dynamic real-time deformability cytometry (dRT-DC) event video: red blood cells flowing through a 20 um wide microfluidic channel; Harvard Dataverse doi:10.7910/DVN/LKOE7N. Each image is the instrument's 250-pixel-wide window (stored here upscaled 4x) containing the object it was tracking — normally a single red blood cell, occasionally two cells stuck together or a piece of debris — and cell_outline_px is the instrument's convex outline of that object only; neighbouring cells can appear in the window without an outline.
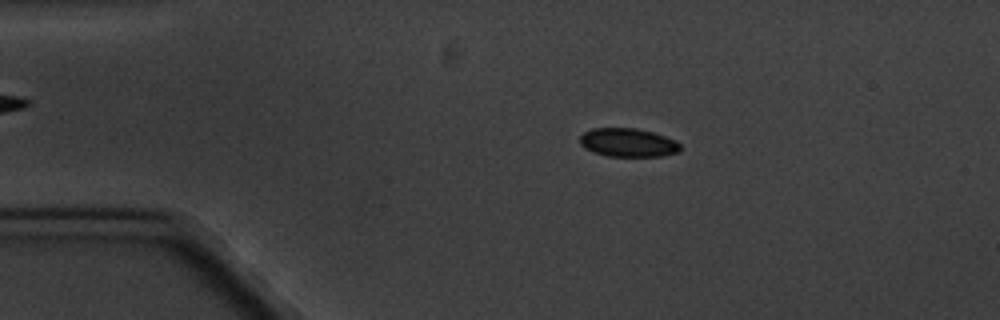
{"species": "common noctule bat (a hibernating species)", "species_latin": "Nyctalus noctula", "temperature_condition": "cold", "stored_images_in_passage": 7, "camera_frame_rate_fps": 3000, "um_per_image_px": 0.085, "animal": {"sex": "male", "body_mass_g": 20.1, "forearm_length_mm": 53.5}, "frame": {"image": 1, "passage_image": 3, "time_ms": 2.333, "image_size_px": [1000, 320], "cell_outline_px": [[680, 152], [664, 156], [608, 156], [592, 152], [584, 148], [580, 144], [580, 136], [584, 132], [592, 128], [636, 128], [652, 132], [664, 136], [680, 144]], "centroid_in_image_um": [53.35, 12.12], "position_along_channel_um": 31.6, "area_um2": 16.7}}
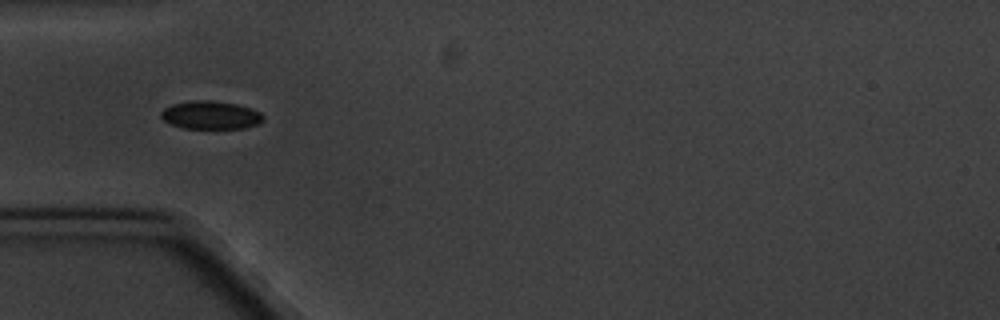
{"frame": {"image": 2, "passage_image": 5, "time_ms": 4.667, "image_size_px": [1000, 320], "cell_outline_px": [[264, 120], [260, 124], [244, 128], [184, 128], [172, 124], [164, 120], [160, 116], [160, 112], [164, 108], [172, 104], [192, 100], [208, 100], [236, 104], [260, 112], [264, 116]], "centroid_in_image_um": [17.91, 9.78], "position_along_channel_um": 67.1, "area_um2": 16.7}}